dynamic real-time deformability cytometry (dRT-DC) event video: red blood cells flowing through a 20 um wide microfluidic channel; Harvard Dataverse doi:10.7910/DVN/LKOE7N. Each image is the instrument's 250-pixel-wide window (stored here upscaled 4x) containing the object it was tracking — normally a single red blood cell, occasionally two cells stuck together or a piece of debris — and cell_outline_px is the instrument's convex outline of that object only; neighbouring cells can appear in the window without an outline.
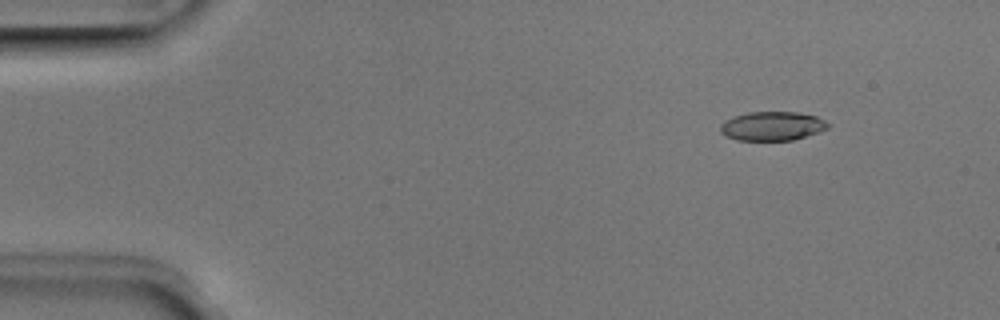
{"species": "Egyptian fruit bat (a non-hibernating species)", "species_latin": "Rousettus aegyptiacus", "temperature_condition": "room temperature", "stored_images_in_passage": 51, "camera_frame_rate_fps": 3000, "um_per_image_px": 0.085, "animal": {"sex": "male"}, "frame": {"image": 1, "passage_image": 6, "time_ms": 1.667, "image_size_px": [1000, 320], "cell_outline_px": [[828, 128], [820, 132], [792, 140], [736, 140], [720, 132], [720, 124], [736, 116], [748, 112], [796, 112], [816, 116], [824, 120], [828, 124]], "centroid_in_image_um": [65.66, 10.72], "position_along_channel_um": 19.3, "area_um2": 17.98}}
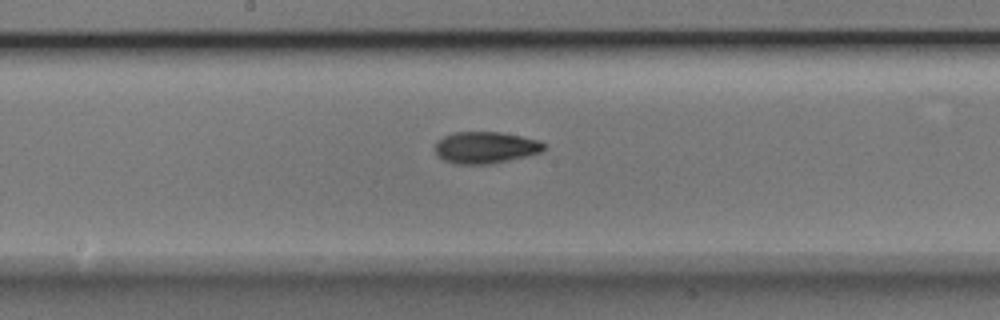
{"frame": {"image": 2, "passage_image": 27, "time_ms": 8.667, "image_size_px": [1000, 320], "cell_outline_px": [[548, 144], [540, 152], [508, 160], [488, 164], [452, 164], [436, 156], [436, 140], [452, 132], [500, 132], [540, 140]], "centroid_in_image_um": [41.24, 12.53], "position_along_channel_um": 207.0, "area_um2": 20.17}}
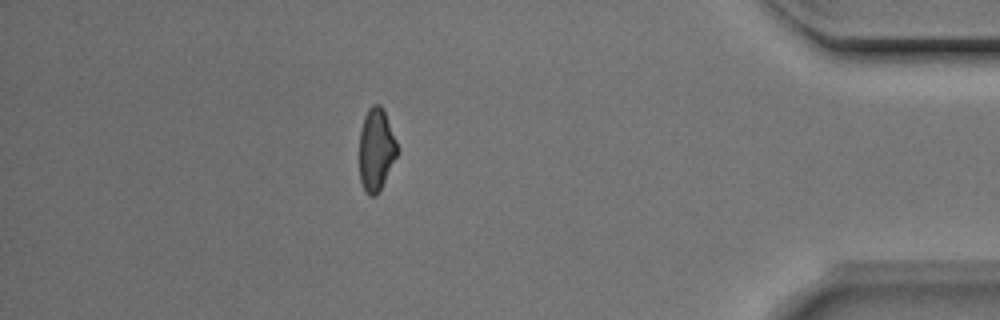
{"frame": {"image": 3, "passage_image": 45, "time_ms": 14.667, "image_size_px": [1000, 320], "cell_outline_px": [[396, 156], [376, 196], [368, 196], [360, 180], [360, 132], [364, 116], [368, 108], [372, 104], [380, 104], [384, 108], [396, 140]], "centroid_in_image_um": [31.96, 12.66], "position_along_channel_um": 403.2, "area_um2": 17.92}, "authors_computed_cell_mechanics": {"area_um2": 19.1318, "velocity_mm_per_s": 3.9836, "shape_relaxation_time_tau1_ms": 4.4399, "shape_relaxation_time_tau2_ms": 2.4783, "deformation_change_tau1": 0.1801, "deformation_change_tau2": 0.0845}}